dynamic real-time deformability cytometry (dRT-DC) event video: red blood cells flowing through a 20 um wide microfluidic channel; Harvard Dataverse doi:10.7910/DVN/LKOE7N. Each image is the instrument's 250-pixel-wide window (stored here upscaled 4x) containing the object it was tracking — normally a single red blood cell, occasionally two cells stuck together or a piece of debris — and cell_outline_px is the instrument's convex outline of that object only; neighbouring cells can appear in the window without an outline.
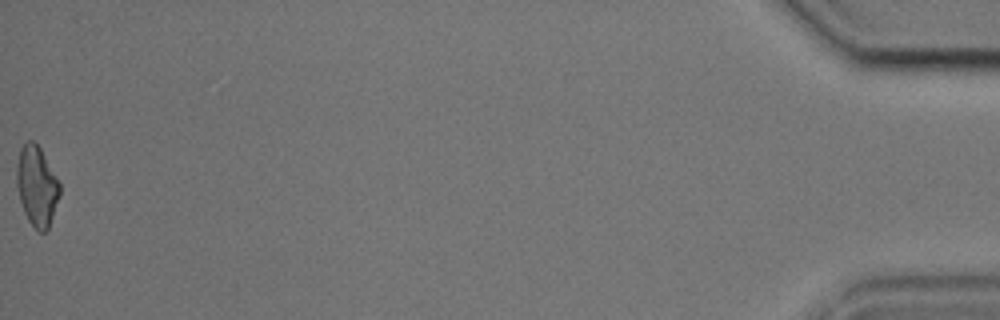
{"species": "common noctule bat (a hibernating species)", "species_latin": "Nyctalus noctula", "temperature_condition": "cold", "stored_images_in_passage": 53, "camera_frame_rate_fps": 3000, "um_per_image_px": 0.085, "animal": {"sex": "male", "body_mass_g": 17.9, "forearm_length_mm": 54.2}, "frame": {"image": 1, "passage_image": 53, "time_ms": 17.333, "image_size_px": [1000, 320], "cell_outline_px": [[60, 196], [48, 228], [44, 232], [40, 232], [28, 220], [24, 212], [20, 200], [16, 184], [16, 164], [20, 148], [28, 140], [32, 140], [40, 148], [60, 184]], "centroid_in_image_um": [3.11, 15.8], "position_along_channel_um": 432.1, "area_um2": 19.88}, "authors_computed_cell_mechanics": {"area_um2": 20.7502, "velocity_mm_per_s": 3.7137, "shape_relaxation_time_tau1_ms": 8.5454, "shape_relaxation_time_tau2_ms": 4.2849, "deformation_change_tau1": 0.1842, "deformation_change_tau2": 0.1375}}